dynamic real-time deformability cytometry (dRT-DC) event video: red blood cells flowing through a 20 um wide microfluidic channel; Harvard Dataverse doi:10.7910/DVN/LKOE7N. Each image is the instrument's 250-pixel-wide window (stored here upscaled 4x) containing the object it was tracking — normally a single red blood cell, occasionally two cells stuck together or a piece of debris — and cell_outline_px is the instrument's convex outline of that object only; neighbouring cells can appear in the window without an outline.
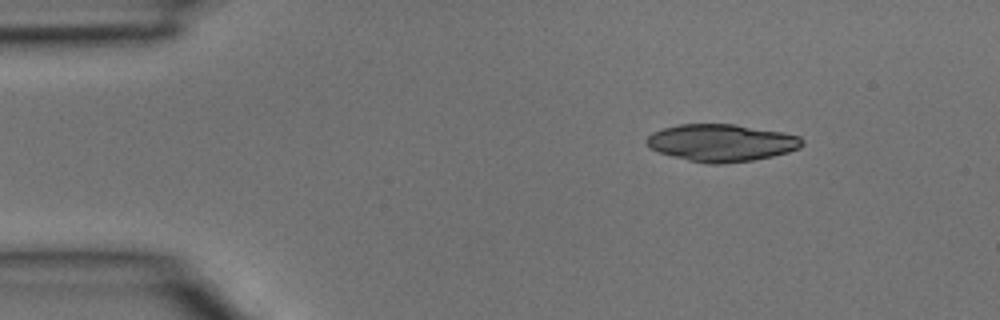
{"species": "common noctule bat (a hibernating species)", "species_latin": "Nyctalus noctula", "temperature_condition": "room temperature", "stored_images_in_passage": 3, "camera_frame_rate_fps": 3000, "um_per_image_px": 0.085, "animal": {"sex": "male", "body_mass_g": 15.6}, "frame": {"image": 1, "passage_image": 3, "time_ms": 0.667, "image_size_px": [1000, 320], "cell_outline_px": [[804, 144], [800, 148], [788, 152], [772, 156], [752, 160], [720, 164], [708, 164], [688, 160], [660, 152], [648, 148], [644, 140], [652, 132], [664, 128], [680, 124], [736, 124], [784, 132], [800, 136], [804, 140]], "centroid_in_image_um": [61.34, 12.13], "position_along_channel_um": 23.7, "area_um2": 33.93}}